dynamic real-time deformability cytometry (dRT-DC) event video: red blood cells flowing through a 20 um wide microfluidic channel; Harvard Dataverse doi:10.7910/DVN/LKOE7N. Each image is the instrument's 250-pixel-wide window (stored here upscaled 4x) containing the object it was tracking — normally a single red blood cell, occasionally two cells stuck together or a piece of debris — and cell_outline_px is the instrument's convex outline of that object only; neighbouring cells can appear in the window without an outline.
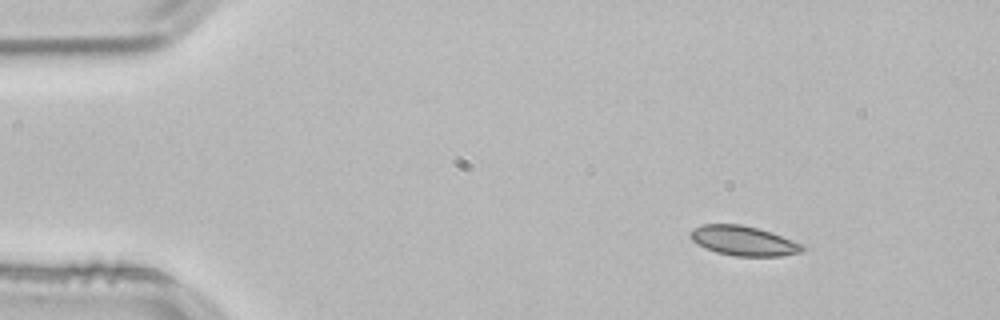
{"species": "common noctule bat (a hibernating species)", "species_latin": "Nyctalus noctula", "temperature_condition": "room temperature", "stored_images_in_passage": 10, "camera_frame_rate_fps": 3000, "um_per_image_px": 0.085, "animal": {"sex": "male", "body_mass_g": 21.5, "forearm_length_mm": 52.0}, "frame": {"image": 1, "passage_image": 1, "time_ms": 0.0, "image_size_px": [1000, 320], "cell_outline_px": [[804, 252], [780, 256], [736, 256], [716, 252], [704, 248], [692, 240], [688, 236], [688, 232], [692, 228], [704, 224], [740, 224], [772, 232], [804, 244]], "centroid_in_image_um": [63.19, 20.47], "position_along_channel_um": 21.8, "area_um2": 19.59}}